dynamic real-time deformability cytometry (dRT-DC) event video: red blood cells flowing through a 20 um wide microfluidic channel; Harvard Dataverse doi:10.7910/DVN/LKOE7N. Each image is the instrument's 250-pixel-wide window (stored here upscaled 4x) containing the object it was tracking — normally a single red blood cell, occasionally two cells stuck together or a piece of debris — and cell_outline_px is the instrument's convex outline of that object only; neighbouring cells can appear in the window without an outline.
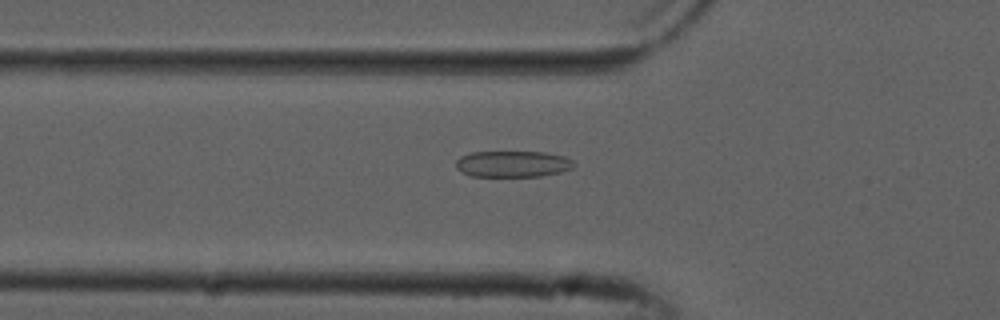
{"species": "common noctule bat (a hibernating species)", "species_latin": "Nyctalus noctula", "temperature_condition": "cold", "stored_images_in_passage": 52, "camera_frame_rate_fps": 3000, "um_per_image_px": 0.085, "animal": {"sex": "male", "forearm_length_mm": 52.5}, "frame": {"image": 1, "passage_image": 17, "time_ms": 5.333, "image_size_px": [1000, 320], "cell_outline_px": [[576, 164], [572, 168], [560, 172], [540, 176], [472, 176], [456, 168], [456, 160], [460, 156], [472, 152], [544, 152], [564, 156], [572, 160]], "centroid_in_image_um": [43.59, 13.93], "position_along_channel_um": 82.2, "area_um2": 17.98}}
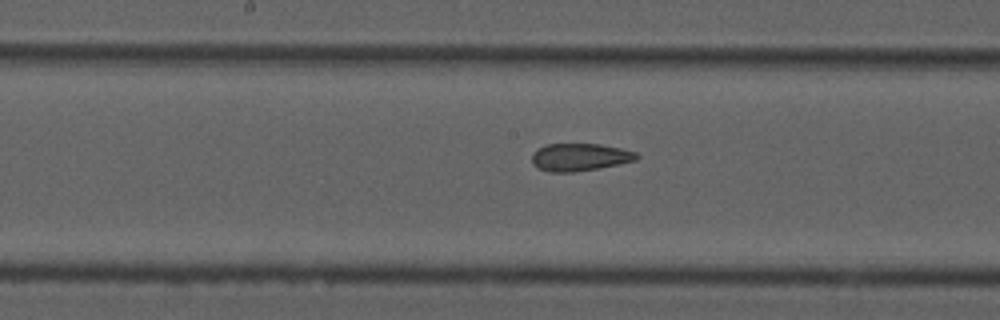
{"frame": {"image": 2, "passage_image": 26, "time_ms": 8.333, "image_size_px": [1000, 320], "cell_outline_px": [[640, 156], [636, 160], [596, 168], [572, 172], [548, 172], [536, 168], [532, 164], [532, 152], [548, 144], [600, 144], [620, 148], [636, 152]], "centroid_in_image_um": [49.24, 13.36], "position_along_channel_um": 199.0, "area_um2": 16.7}}
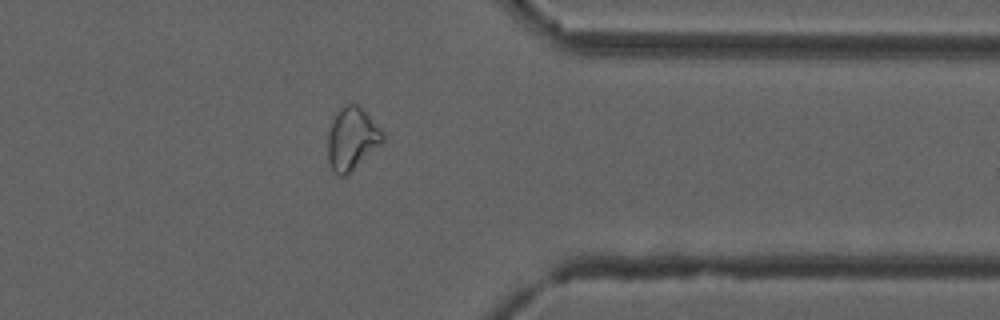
{"frame": {"image": 3, "passage_image": 41, "time_ms": 13.333, "image_size_px": [1000, 320], "cell_outline_px": [[384, 140], [348, 176], [340, 176], [332, 168], [328, 160], [328, 132], [332, 120], [336, 112], [340, 108], [348, 104], [356, 104], [384, 132]], "centroid_in_image_um": [29.9, 11.82], "position_along_channel_um": 381.5, "area_um2": 19.77}, "authors_computed_cell_mechanics": {"area_um2": 19.9121, "velocity_mm_per_s": 3.8606, "shape_relaxation_time_tau1_ms": null, "shape_relaxation_time_tau2_ms": 2.4305, "deformation_change_tau1": null, "deformation_change_tau2": 0.0926}}